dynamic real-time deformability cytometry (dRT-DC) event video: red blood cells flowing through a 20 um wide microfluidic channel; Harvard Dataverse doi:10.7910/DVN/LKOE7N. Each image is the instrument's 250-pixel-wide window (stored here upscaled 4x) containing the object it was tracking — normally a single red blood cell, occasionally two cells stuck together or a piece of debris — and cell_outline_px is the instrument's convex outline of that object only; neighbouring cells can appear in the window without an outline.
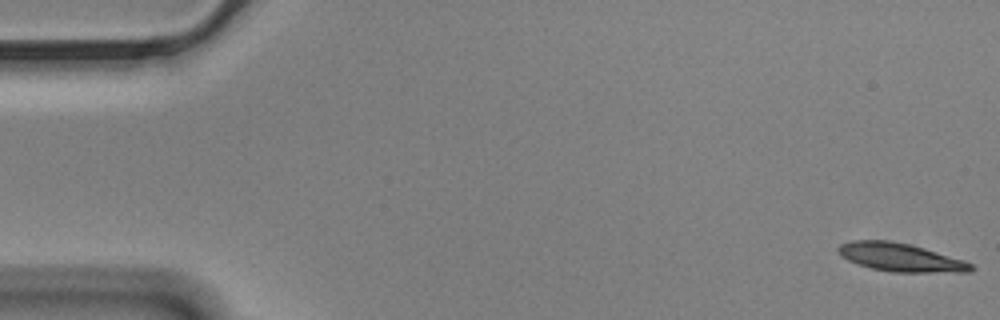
{"species": "Egyptian fruit bat (a non-hibernating species)", "species_latin": "Rousettus aegyptiacus", "temperature_condition": "cold", "stored_images_in_passage": 57, "segment_of_instrument_passage": [1, 2], "camera_frame_rate_fps": 3000, "um_per_image_px": 0.085, "animal": {"sex": "male"}, "frame": {"image": 1, "passage_image": 1, "time_ms": 0.0, "image_size_px": [1000, 320], "cell_outline_px": [[976, 268], [968, 272], [892, 272], [872, 268], [856, 264], [840, 256], [836, 248], [840, 244], [852, 240], [888, 240], [908, 244], [924, 248], [964, 260], [972, 264]], "centroid_in_image_um": [76.51, 21.87], "position_along_channel_um": 8.5, "area_um2": 21.91}}
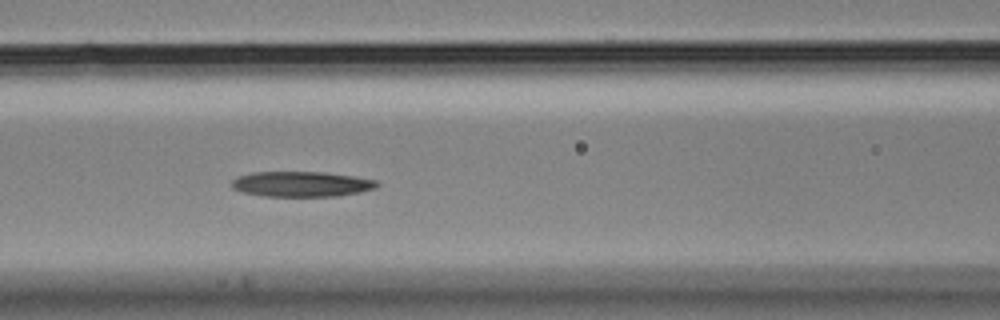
{"frame": {"image": 2, "passage_image": 24, "time_ms": 7.667, "image_size_px": [1000, 320], "cell_outline_px": [[380, 184], [376, 188], [360, 192], [336, 196], [264, 196], [244, 192], [232, 188], [232, 180], [236, 176], [252, 172], [324, 172], [352, 176], [376, 180]], "centroid_in_image_um": [25.62, 15.64], "position_along_channel_um": 141.0, "area_um2": 21.39}}
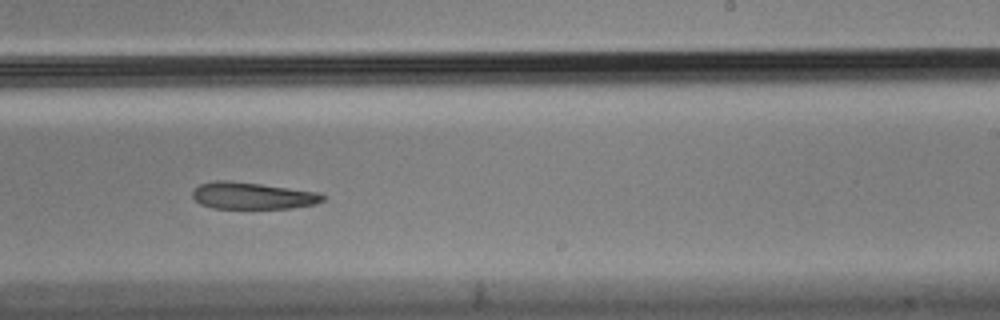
{"frame": {"image": 3, "passage_image": 35, "time_ms": 11.333, "image_size_px": [1000, 320], "cell_outline_px": [[324, 200], [316, 204], [292, 208], [212, 208], [200, 204], [192, 196], [192, 192], [200, 184], [216, 180], [228, 180], [260, 184], [316, 192], [324, 196]], "centroid_in_image_um": [21.43, 16.64], "position_along_channel_um": 267.6, "area_um2": 20.17}}